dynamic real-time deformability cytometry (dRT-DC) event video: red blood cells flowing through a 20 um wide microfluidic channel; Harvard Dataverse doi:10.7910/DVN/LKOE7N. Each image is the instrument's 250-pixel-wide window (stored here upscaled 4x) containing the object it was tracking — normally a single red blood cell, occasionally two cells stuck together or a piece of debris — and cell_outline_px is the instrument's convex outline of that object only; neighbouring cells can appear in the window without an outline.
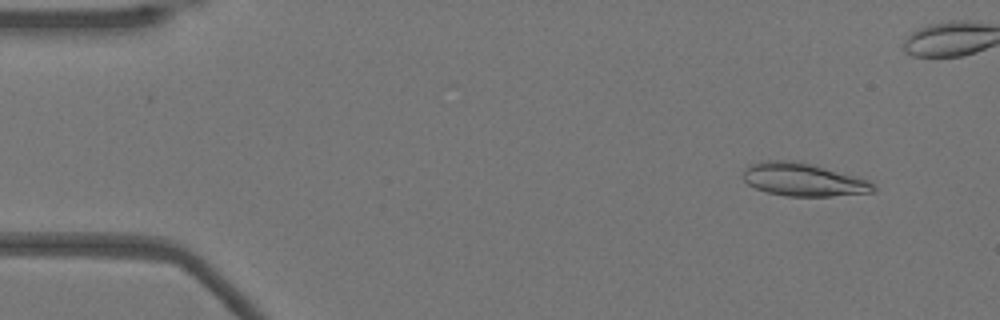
{"species": "Egyptian fruit bat (a non-hibernating species)", "species_latin": "Rousettus aegyptiacus", "temperature_condition": "warm", "stored_images_in_passage": 53, "camera_frame_rate_fps": 3000, "um_per_image_px": 0.085, "animal": {"sex": "female"}, "frame": {"image": 1, "passage_image": 5, "time_ms": 1.333, "image_size_px": [1000, 320], "cell_outline_px": [[876, 192], [832, 196], [788, 196], [768, 192], [756, 188], [748, 184], [744, 180], [744, 168], [748, 164], [764, 160], [796, 160], [812, 164], [856, 176], [868, 180], [876, 184]], "centroid_in_image_um": [68.3, 15.26], "position_along_channel_um": 16.7, "area_um2": 25.26}}
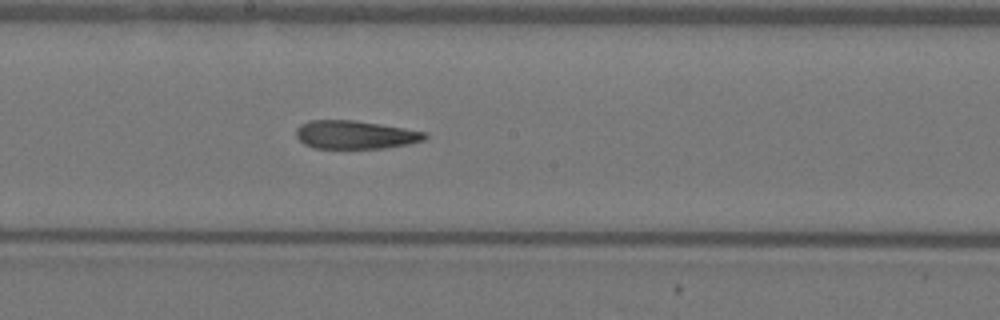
{"frame": {"image": 2, "passage_image": 28, "time_ms": 9.0, "image_size_px": [1000, 320], "cell_outline_px": [[428, 136], [424, 140], [408, 144], [384, 148], [312, 148], [304, 144], [296, 136], [296, 128], [300, 124], [308, 120], [352, 120], [380, 124], [428, 132]], "centroid_in_image_um": [30.18, 11.45], "position_along_channel_um": 218.0, "area_um2": 21.33}}
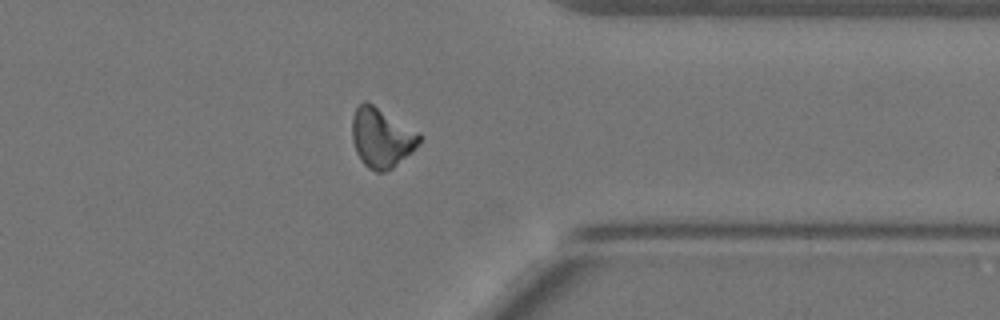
{"frame": {"image": 3, "passage_image": 41, "time_ms": 13.333, "image_size_px": [1000, 320], "cell_outline_px": [[424, 136], [420, 144], [412, 152], [392, 168], [384, 172], [376, 172], [368, 168], [364, 164], [356, 152], [352, 140], [352, 116], [356, 108], [364, 100], [368, 100], [420, 132]], "centroid_in_image_um": [32.46, 11.68], "position_along_channel_um": 378.9, "area_um2": 23.87}, "authors_computed_cell_mechanics": {"area_um2": 22.542, "velocity_mm_per_s": 3.9021, "shape_relaxation_time_tau1_ms": null, "shape_relaxation_time_tau2_ms": 6.0679, "deformation_change_tau1": null, "deformation_change_tau2": 0.1553}}